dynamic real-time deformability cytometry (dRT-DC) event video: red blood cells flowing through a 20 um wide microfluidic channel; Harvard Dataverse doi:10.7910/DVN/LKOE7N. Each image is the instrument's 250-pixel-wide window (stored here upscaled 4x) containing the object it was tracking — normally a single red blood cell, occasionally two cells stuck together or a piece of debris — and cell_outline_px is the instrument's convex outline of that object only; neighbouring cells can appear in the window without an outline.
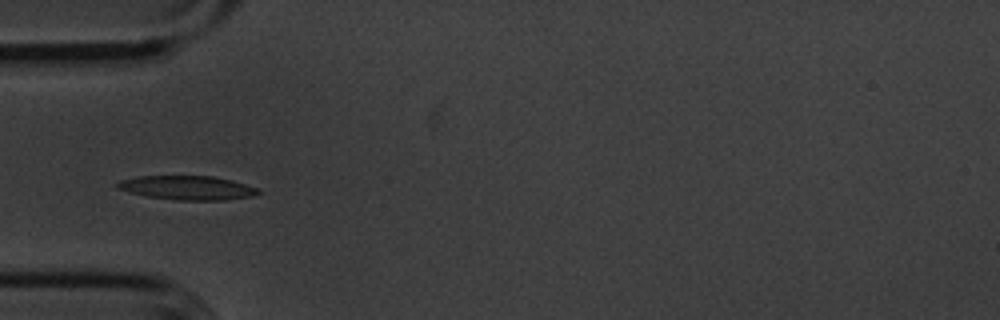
{"species": "common noctule bat (a hibernating species)", "species_latin": "Nyctalus noctula", "temperature_condition": "cold", "stored_images_in_passage": 39, "camera_frame_rate_fps": 3000, "um_per_image_px": 0.085, "animal": {"sex": "male", "body_mass_g": 20.1, "forearm_length_mm": 53.5}, "frame": {"image": 1, "passage_image": 1, "time_ms": 0.0, "image_size_px": [1000, 320], "cell_outline_px": [[260, 192], [252, 196], [228, 200], [176, 200], [148, 196], [116, 188], [112, 184], [120, 180], [140, 176], [212, 176], [232, 180], [256, 188]], "centroid_in_image_um": [15.89, 15.96], "position_along_channel_um": 69.1, "area_um2": 19.59}}
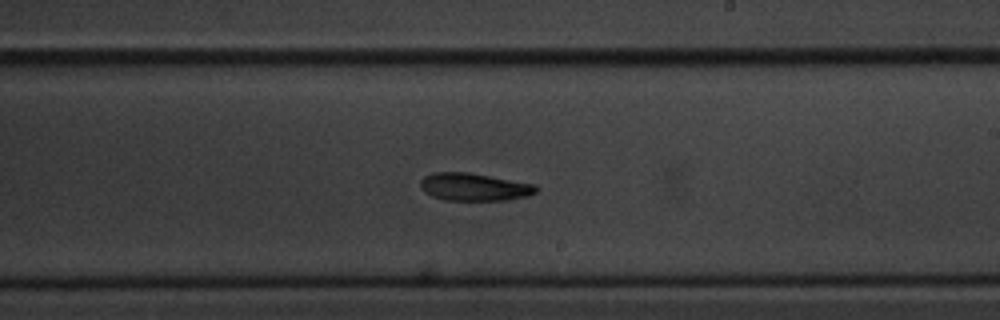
{"frame": {"image": 2, "passage_image": 16, "time_ms": 5.0, "image_size_px": [1000, 320], "cell_outline_px": [[540, 188], [536, 192], [528, 196], [508, 200], [444, 200], [432, 196], [424, 192], [420, 188], [420, 180], [424, 176], [432, 172], [468, 172], [536, 184]], "centroid_in_image_um": [40.31, 15.89], "position_along_channel_um": 248.7, "area_um2": 18.9}}
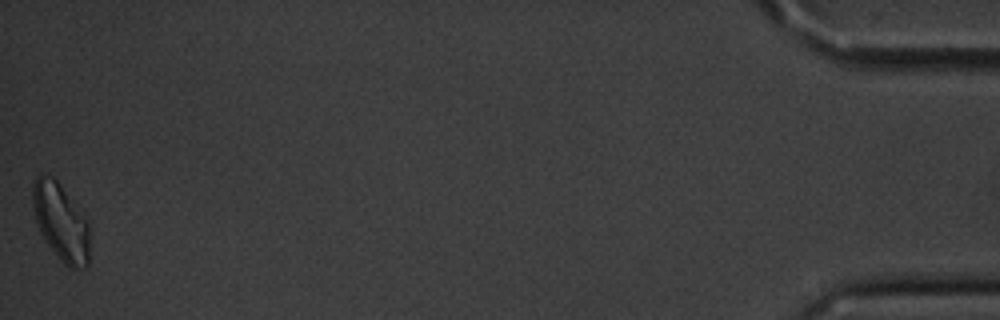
{"frame": {"image": 3, "passage_image": 39, "time_ms": 12.667, "image_size_px": [1000, 320], "cell_outline_px": [[92, 228], [88, 268], [72, 268], [64, 264], [60, 260], [44, 240], [40, 232], [36, 220], [32, 204], [32, 184], [36, 176], [40, 172], [44, 172], [52, 176], [60, 184]], "centroid_in_image_um": [5.19, 18.88], "position_along_channel_um": 430.0, "area_um2": 26.18}, "authors_computed_cell_mechanics": {"area_um2": 19.4786, "velocity_mm_per_s": 3.5795, "shape_relaxation_time_tau1_ms": 3.9446, "shape_relaxation_time_tau2_ms": null, "deformation_change_tau1": 0.113, "deformation_change_tau2": null}}